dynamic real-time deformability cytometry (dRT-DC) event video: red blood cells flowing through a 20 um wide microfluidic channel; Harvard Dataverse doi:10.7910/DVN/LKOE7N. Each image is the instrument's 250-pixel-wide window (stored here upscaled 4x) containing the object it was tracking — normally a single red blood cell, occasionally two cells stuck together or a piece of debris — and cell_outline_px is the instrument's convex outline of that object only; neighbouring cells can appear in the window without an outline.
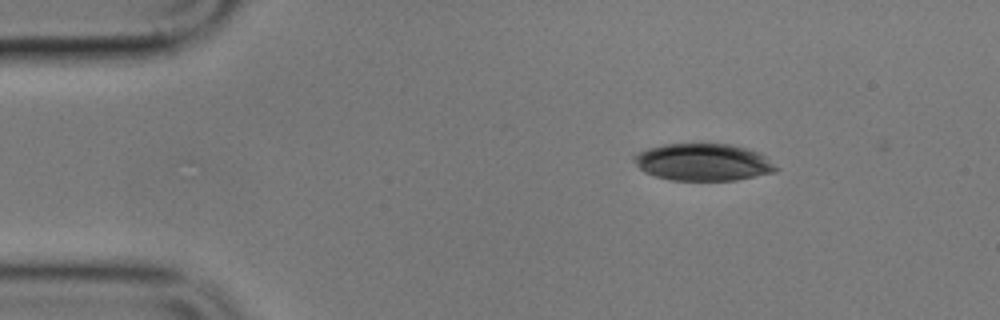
{"species": "common noctule bat (a hibernating species)", "species_latin": "Nyctalus noctula", "temperature_condition": "cold", "stored_images_in_passage": 4, "camera_frame_rate_fps": 3000, "um_per_image_px": 0.085, "animal": {"sex": "male", "body_mass_g": 17.9}, "frame": {"image": 1, "passage_image": 1, "time_ms": 0.0, "image_size_px": [1000, 320], "cell_outline_px": [[780, 168], [776, 172], [736, 180], [672, 180], [656, 176], [644, 172], [632, 160], [632, 156], [636, 152], [648, 148], [664, 144], [728, 144], [744, 148], [756, 152], [764, 156]], "centroid_in_image_um": [59.74, 13.79], "position_along_channel_um": 25.3, "area_um2": 30.63}}